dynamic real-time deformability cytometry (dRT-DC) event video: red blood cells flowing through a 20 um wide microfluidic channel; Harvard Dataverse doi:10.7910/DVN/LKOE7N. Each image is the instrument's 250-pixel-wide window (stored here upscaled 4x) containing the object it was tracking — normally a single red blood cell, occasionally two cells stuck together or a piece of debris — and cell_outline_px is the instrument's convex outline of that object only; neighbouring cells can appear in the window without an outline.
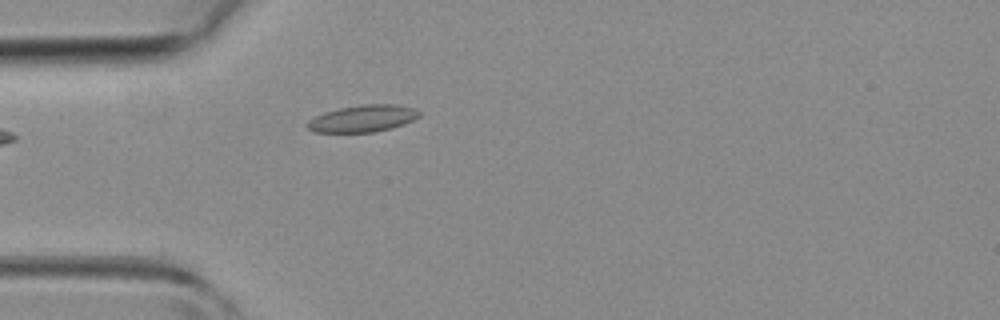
{"species": "common noctule bat (a hibernating species)", "species_latin": "Nyctalus noctula", "temperature_condition": "room temperature", "stored_images_in_passage": 3, "camera_frame_rate_fps": 3000, "um_per_image_px": 0.085, "animal": {"sex": "female", "body_mass_g": 19.3, "forearm_length_mm": 54.1}, "frame": {"image": 1, "passage_image": 3, "time_ms": 3.333, "image_size_px": [1000, 320], "cell_outline_px": [[420, 116], [404, 124], [392, 128], [376, 132], [312, 132], [308, 128], [308, 120], [324, 112], [340, 108], [364, 104], [396, 104], [412, 108], [420, 112]], "centroid_in_image_um": [30.84, 10.08], "position_along_channel_um": 54.2, "area_um2": 17.46}}